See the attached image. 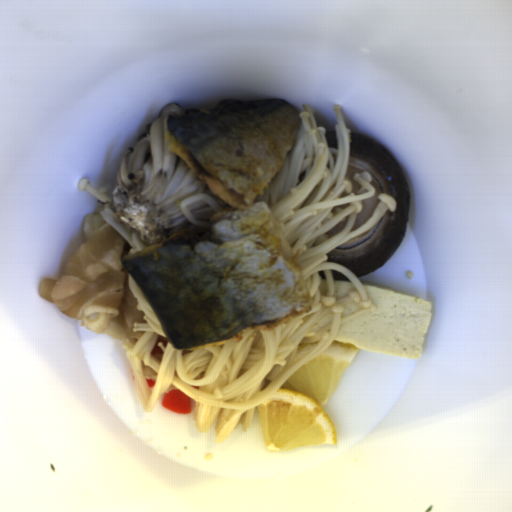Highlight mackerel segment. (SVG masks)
Returning a JSON list of instances; mask_svg holds the SVG:
<instances>
[{
	"label": "mackerel segment",
	"mask_w": 512,
	"mask_h": 512,
	"mask_svg": "<svg viewBox=\"0 0 512 512\" xmlns=\"http://www.w3.org/2000/svg\"><path fill=\"white\" fill-rule=\"evenodd\" d=\"M298 106L270 96L171 112L165 135L223 210L122 257L176 350H196L305 315L312 299L273 210L255 202L286 160Z\"/></svg>",
	"instance_id": "obj_1"
}]
</instances>
